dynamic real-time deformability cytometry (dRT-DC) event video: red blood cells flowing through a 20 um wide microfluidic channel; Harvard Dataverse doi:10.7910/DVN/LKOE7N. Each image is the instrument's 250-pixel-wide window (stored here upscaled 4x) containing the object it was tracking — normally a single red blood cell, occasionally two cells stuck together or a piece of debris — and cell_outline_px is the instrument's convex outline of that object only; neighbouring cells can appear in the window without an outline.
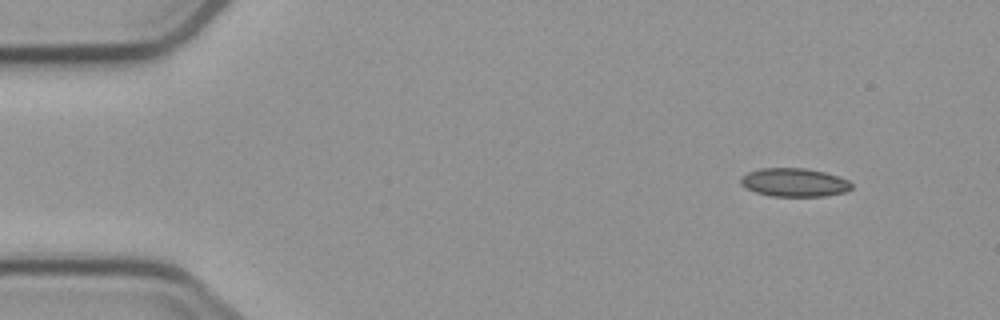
{"species": "common noctule bat (a hibernating species)", "species_latin": "Nyctalus noctula", "temperature_condition": "cold", "stored_images_in_passage": 4, "segment_of_instrument_passage": [2, 2], "camera_frame_rate_fps": 3000, "um_per_image_px": 0.085, "animal": {"sex": "male", "body_mass_g": 23.1, "forearm_length_mm": 52.7}, "frame": {"image": 1, "passage_image": 4, "time_ms": 5.667, "image_size_px": [1000, 320], "cell_outline_px": [[852, 188], [844, 192], [824, 196], [772, 196], [756, 192], [740, 184], [740, 176], [748, 172], [760, 168], [804, 168], [824, 172], [848, 180], [852, 184]], "centroid_in_image_um": [67.49, 15.5], "position_along_channel_um": 17.5, "area_um2": 18.26}}